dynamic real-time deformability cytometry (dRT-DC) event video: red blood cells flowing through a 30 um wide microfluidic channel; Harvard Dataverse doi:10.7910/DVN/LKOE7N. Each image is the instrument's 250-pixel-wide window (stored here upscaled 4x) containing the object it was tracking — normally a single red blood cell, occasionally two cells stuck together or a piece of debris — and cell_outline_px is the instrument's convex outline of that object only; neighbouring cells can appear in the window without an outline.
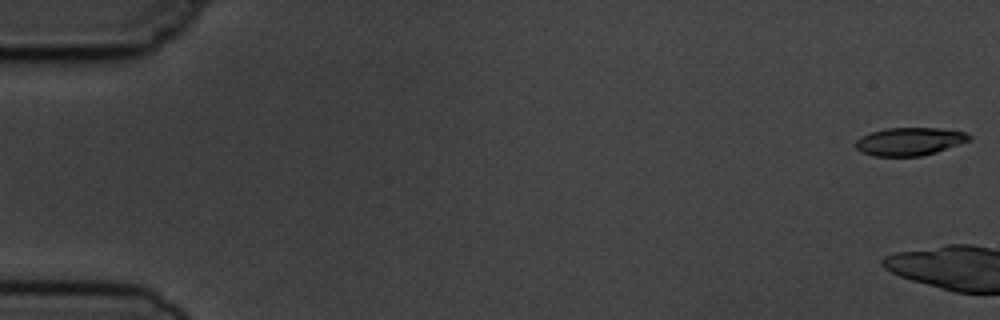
{"species": "common noctule bat (a hibernating species)", "species_latin": "Nyctalus noctula", "temperature_condition": "cold", "stored_images_in_passage": 5, "camera_frame_rate_fps": 3000, "um_per_image_px": 0.085, "animal": {"sex": "male", "body_mass_g": 19.5, "forearm_length_mm": 54.6}, "frame": {"image": 1, "passage_image": 1, "time_ms": 0.0, "image_size_px": [1000, 320], "cell_outline_px": [[972, 140], [936, 152], [920, 156], [872, 156], [860, 152], [856, 148], [856, 140], [860, 136], [884, 128], [940, 128], [964, 132], [972, 136]], "centroid_in_image_um": [77.31, 12.02], "position_along_channel_um": 7.7, "area_um2": 18.61}}